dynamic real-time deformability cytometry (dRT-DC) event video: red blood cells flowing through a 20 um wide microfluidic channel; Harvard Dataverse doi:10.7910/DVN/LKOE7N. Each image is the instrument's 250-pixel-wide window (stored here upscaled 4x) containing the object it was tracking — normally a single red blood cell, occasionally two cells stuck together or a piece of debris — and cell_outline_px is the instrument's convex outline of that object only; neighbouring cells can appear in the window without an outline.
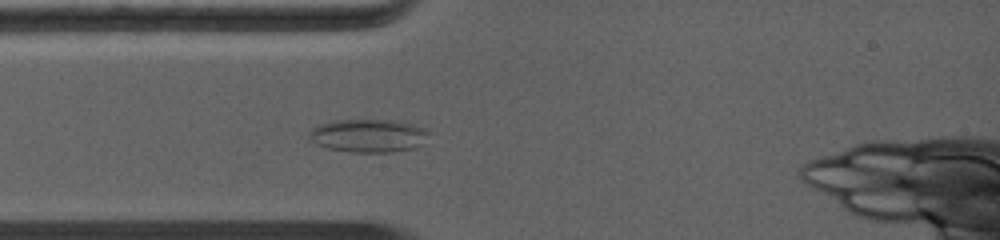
{"species": "common noctule bat (a hibernating species)", "species_latin": "Nyctalus noctula", "temperature_condition": "warm", "stored_images_in_passage": 57, "camera_frame_rate_fps": 5000, "um_per_image_px": 0.085, "animal": {"sex": "female", "body_mass_g": 19.0, "forearm_length_mm": 56.7}, "frame": {"image": 1, "passage_image": 14, "time_ms": 2.4, "image_size_px": [1000, 240], "cell_outline_px": [[424, 144], [416, 148], [392, 152], [348, 152], [328, 148], [316, 144], [308, 136], [320, 124], [344, 120], [380, 120], [404, 124], [416, 128], [424, 132]], "centroid_in_image_um": [31.23, 11.58], "position_along_channel_um": 53.8, "area_um2": 21.96}}
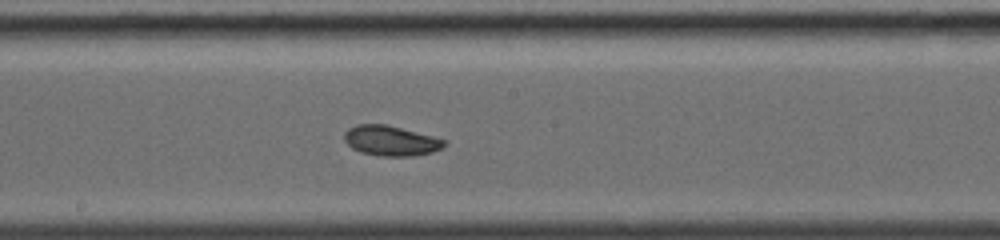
{"frame": {"image": 2, "passage_image": 33, "time_ms": 6.0, "image_size_px": [1000, 240], "cell_outline_px": [[444, 144], [440, 148], [432, 152], [412, 156], [380, 156], [360, 152], [352, 148], [344, 140], [344, 132], [348, 128], [356, 124], [384, 124], [400, 128], [444, 140]], "centroid_in_image_um": [33.12, 11.96], "position_along_channel_um": 215.1, "area_um2": 17.17}}
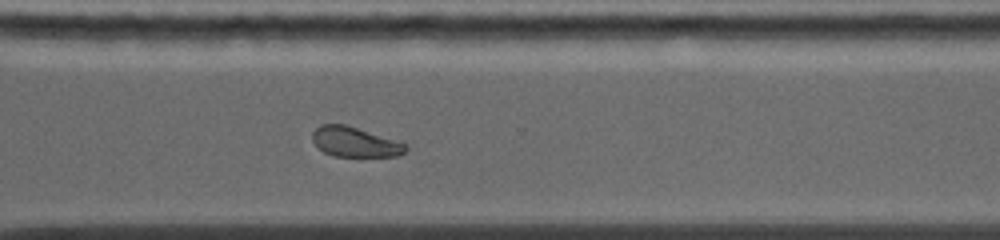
{"frame": {"image": 3, "passage_image": 48, "time_ms": 8.8, "image_size_px": [1000, 240], "cell_outline_px": [[408, 148], [400, 156], [336, 156], [324, 152], [312, 140], [312, 132], [320, 124], [344, 124], [404, 144]], "centroid_in_image_um": [30.11, 12.07], "position_along_channel_um": 340.5, "area_um2": 15.72}, "authors_computed_cell_mechanics": {"area_um2": 17.3978, "velocity_mm_per_s": 4.4733, "shape_relaxation_time_tau1_ms": null, "shape_relaxation_time_tau2_ms": 1.2818, "deformation_change_tau1": null, "deformation_change_tau2": 0.0614}}